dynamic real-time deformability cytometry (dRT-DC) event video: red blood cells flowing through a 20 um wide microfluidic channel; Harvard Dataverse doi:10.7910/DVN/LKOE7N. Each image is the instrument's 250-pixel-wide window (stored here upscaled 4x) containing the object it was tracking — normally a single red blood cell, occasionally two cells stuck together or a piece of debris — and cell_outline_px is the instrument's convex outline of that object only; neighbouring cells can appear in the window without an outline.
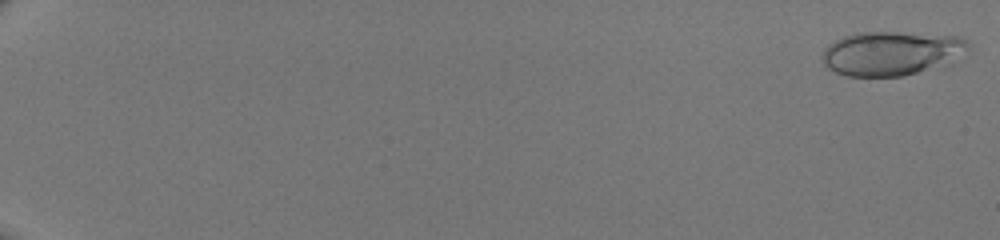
{"species": "human", "species_latin": "Homo sapiens", "temperature_condition": "room temperature", "stored_images_in_passage": 50, "camera_frame_rate_fps": 3000, "um_per_image_px": 0.085, "donor": {"sex": "male"}, "frame": {"image": 1, "passage_image": 1, "time_ms": 0.0, "image_size_px": [1000, 240], "cell_outline_px": [[972, 44], [968, 48], [944, 60], [916, 72], [904, 76], [844, 76], [828, 68], [820, 60], [820, 56], [824, 48], [828, 44], [844, 36], [856, 32], [896, 32], [964, 36]], "centroid_in_image_um": [75.61, 4.49], "position_along_channel_um": 9.4, "area_um2": 36.76}}
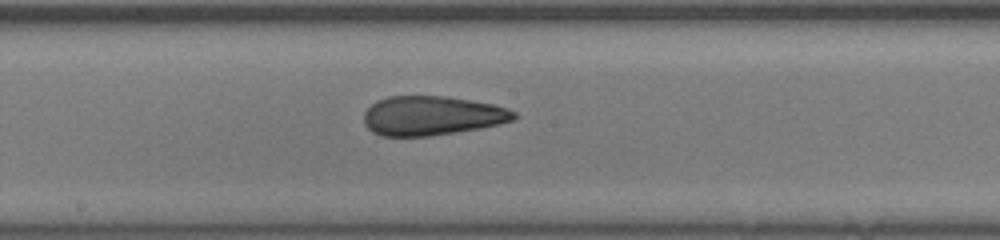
{"frame": {"image": 2, "passage_image": 31, "time_ms": 10.0, "image_size_px": [1000, 240], "cell_outline_px": [[516, 116], [512, 120], [500, 124], [480, 128], [428, 136], [380, 136], [372, 132], [364, 124], [364, 112], [376, 100], [388, 96], [448, 96], [472, 100], [492, 104], [508, 108], [516, 112]], "centroid_in_image_um": [36.69, 9.83], "position_along_channel_um": 211.5, "area_um2": 34.45}}
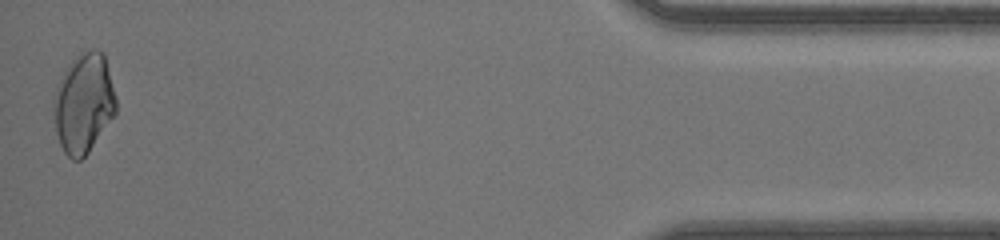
{"frame": {"image": 3, "passage_image": 50, "time_ms": 16.333, "image_size_px": [1000, 240], "cell_outline_px": [[116, 112], [88, 152], [80, 160], [72, 160], [64, 152], [60, 144], [56, 132], [52, 100], [56, 88], [68, 64], [80, 52], [92, 48], [96, 48], [104, 52], [116, 100]], "centroid_in_image_um": [7.1, 8.75], "position_along_channel_um": 428.1, "area_um2": 36.07}}